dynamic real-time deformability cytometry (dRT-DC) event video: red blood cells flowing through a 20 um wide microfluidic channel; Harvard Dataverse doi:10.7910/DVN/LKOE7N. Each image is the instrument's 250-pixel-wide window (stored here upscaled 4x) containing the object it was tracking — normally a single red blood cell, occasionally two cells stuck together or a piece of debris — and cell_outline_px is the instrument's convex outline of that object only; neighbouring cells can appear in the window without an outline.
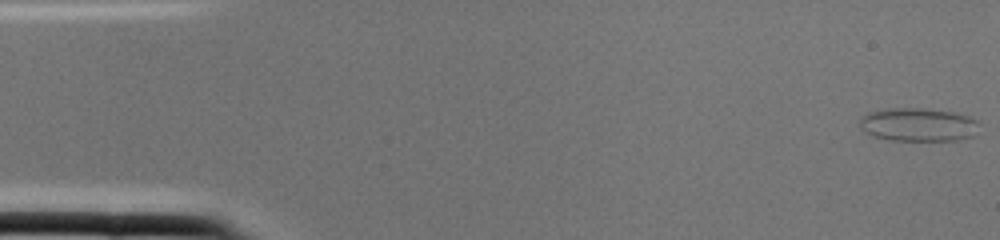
{"species": "common noctule bat (a hibernating species)", "species_latin": "Nyctalus noctula", "temperature_condition": "cold", "stored_images_in_passage": 2, "camera_frame_rate_fps": 3000, "um_per_image_px": 0.085, "animal": {"sex": "female", "body_mass_g": 22.0, "forearm_length_mm": 56.7}, "frame": {"image": 1, "passage_image": 1, "time_ms": 0.0, "image_size_px": [1000, 240], "cell_outline_px": [[980, 124], [976, 136], [960, 140], [892, 140], [872, 136], [860, 128], [860, 120], [868, 112], [892, 108], [920, 108], [956, 112], [980, 120]], "centroid_in_image_um": [78.13, 10.6], "position_along_channel_um": 6.9, "area_um2": 23.52}}
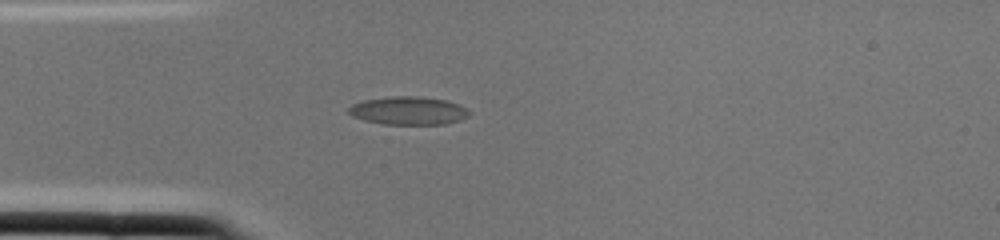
{"frame": {"image": 2, "passage_image": 2, "time_ms": 0.333, "image_size_px": [1000, 240], "cell_outline_px": [[468, 116], [460, 120], [444, 124], [384, 124], [364, 120], [352, 116], [348, 112], [348, 108], [352, 104], [364, 100], [392, 96], [416, 96], [444, 100], [460, 104], [468, 112]], "centroid_in_image_um": [34.68, 9.41], "position_along_channel_um": 50.3, "area_um2": 19.59}}